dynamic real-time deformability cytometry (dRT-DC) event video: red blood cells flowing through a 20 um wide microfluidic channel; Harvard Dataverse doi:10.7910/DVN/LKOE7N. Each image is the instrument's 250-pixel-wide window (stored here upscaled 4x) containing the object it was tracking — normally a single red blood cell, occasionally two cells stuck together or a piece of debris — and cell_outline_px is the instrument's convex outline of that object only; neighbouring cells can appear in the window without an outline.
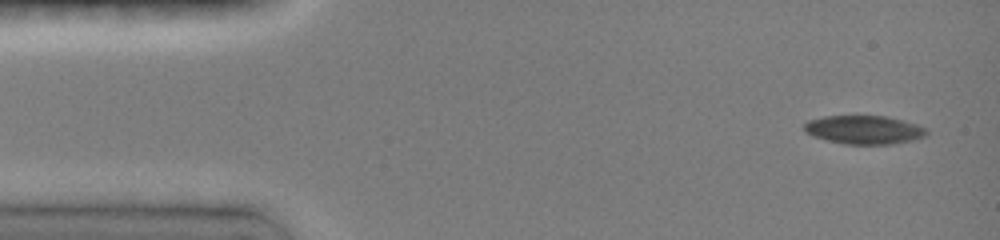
{"species": "common noctule bat (a hibernating species)", "species_latin": "Nyctalus noctula", "temperature_condition": "room temperature", "stored_images_in_passage": 11, "camera_frame_rate_fps": 3000, "um_per_image_px": 0.085, "animal": {"sex": "female", "body_mass_g": 19.0, "forearm_length_mm": 51.5}, "frame": {"image": 1, "passage_image": 1, "time_ms": 0.0, "image_size_px": [1000, 240], "cell_outline_px": [[928, 132], [924, 136], [908, 140], [888, 144], [844, 144], [828, 140], [816, 136], [808, 132], [804, 128], [804, 124], [808, 120], [824, 116], [884, 116], [916, 124], [924, 128]], "centroid_in_image_um": [73.41, 11.02], "position_along_channel_um": 11.6, "area_um2": 19.77}}
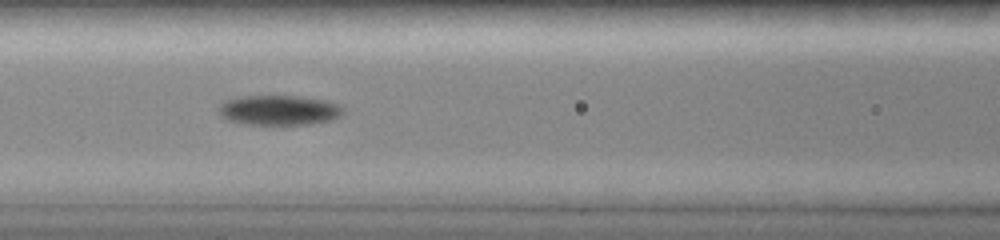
{"frame": {"image": 2, "passage_image": 7, "time_ms": 5.667, "image_size_px": [1000, 240], "cell_outline_px": [[344, 112], [340, 116], [328, 120], [308, 124], [244, 124], [224, 120], [220, 112], [220, 104], [224, 100], [240, 96], [296, 96], [324, 100], [336, 104], [344, 108]], "centroid_in_image_um": [23.67, 9.36], "position_along_channel_um": 142.9, "area_um2": 21.56}}
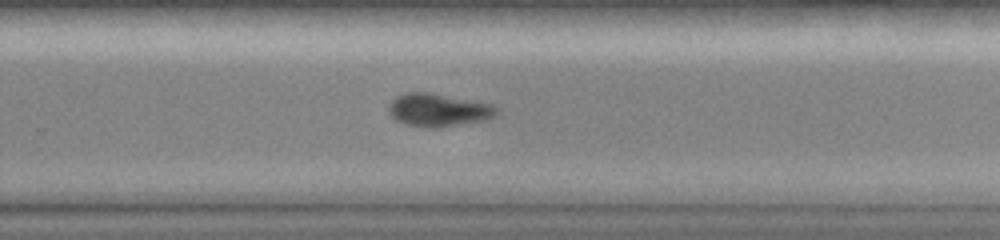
{"frame": {"image": 3, "passage_image": 11, "time_ms": 9.333, "image_size_px": [1000, 240], "cell_outline_px": [[500, 112], [496, 116], [484, 120], [432, 128], [404, 124], [396, 120], [388, 112], [388, 104], [396, 96], [408, 92], [428, 92], [496, 104], [500, 108]], "centroid_in_image_um": [37.3, 9.33], "position_along_channel_um": 292.5, "area_um2": 20.92}}